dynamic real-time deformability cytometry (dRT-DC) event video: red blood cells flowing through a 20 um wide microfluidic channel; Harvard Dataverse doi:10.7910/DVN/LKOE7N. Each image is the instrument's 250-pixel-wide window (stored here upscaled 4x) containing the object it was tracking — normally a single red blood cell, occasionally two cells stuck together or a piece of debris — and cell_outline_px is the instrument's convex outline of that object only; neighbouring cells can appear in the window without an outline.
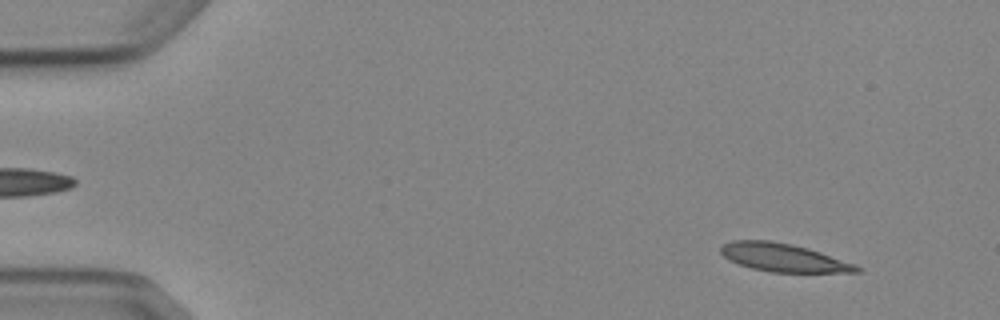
{"species": "Egyptian fruit bat (a non-hibernating species)", "species_latin": "Rousettus aegyptiacus", "temperature_condition": "cold", "stored_images_in_passage": 4, "camera_frame_rate_fps": 3000, "um_per_image_px": 0.085, "animal": {"sex": "female"}, "frame": {"image": 1, "passage_image": 1, "time_ms": 0.0, "image_size_px": [1000, 320], "cell_outline_px": [[864, 268], [860, 272], [772, 272], [752, 268], [740, 264], [724, 256], [720, 252], [720, 248], [724, 244], [732, 240], [768, 240], [792, 244], [808, 248], [856, 264]], "centroid_in_image_um": [66.63, 21.89], "position_along_channel_um": 18.4, "area_um2": 22.14}}
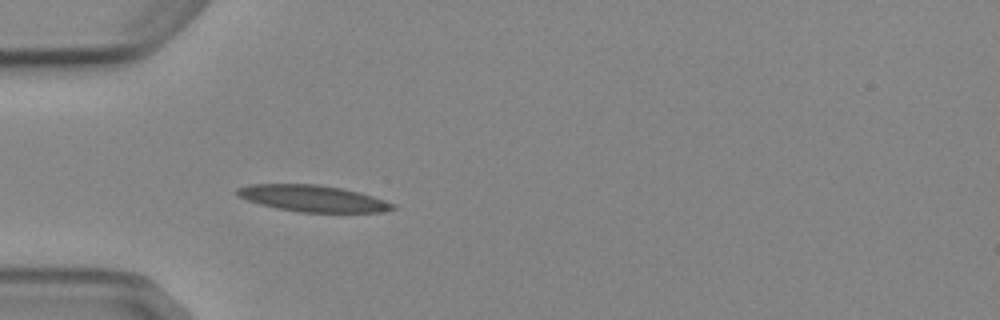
{"frame": {"image": 2, "passage_image": 4, "time_ms": 3.667, "image_size_px": [1000, 320], "cell_outline_px": [[396, 208], [380, 212], [300, 212], [276, 208], [260, 204], [248, 200], [240, 196], [236, 192], [236, 188], [248, 184], [316, 184], [344, 188], [360, 192], [396, 204]], "centroid_in_image_um": [26.6, 16.86], "position_along_channel_um": 58.4, "area_um2": 23.99}}